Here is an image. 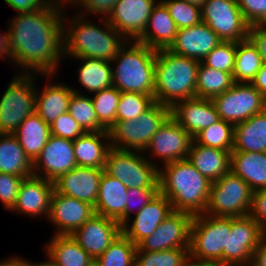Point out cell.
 <instances>
[{"instance_id": "16", "label": "cell", "mask_w": 266, "mask_h": 266, "mask_svg": "<svg viewBox=\"0 0 266 266\" xmlns=\"http://www.w3.org/2000/svg\"><path fill=\"white\" fill-rule=\"evenodd\" d=\"M75 167L73 141L51 135L33 162V175L54 182Z\"/></svg>"}, {"instance_id": "1", "label": "cell", "mask_w": 266, "mask_h": 266, "mask_svg": "<svg viewBox=\"0 0 266 266\" xmlns=\"http://www.w3.org/2000/svg\"><path fill=\"white\" fill-rule=\"evenodd\" d=\"M64 5V6H63ZM66 4L51 2L34 12L16 13L8 23L10 63L20 74L55 75L64 57Z\"/></svg>"}, {"instance_id": "49", "label": "cell", "mask_w": 266, "mask_h": 266, "mask_svg": "<svg viewBox=\"0 0 266 266\" xmlns=\"http://www.w3.org/2000/svg\"><path fill=\"white\" fill-rule=\"evenodd\" d=\"M23 180V177L0 172V202L4 209L10 211L13 208Z\"/></svg>"}, {"instance_id": "15", "label": "cell", "mask_w": 266, "mask_h": 266, "mask_svg": "<svg viewBox=\"0 0 266 266\" xmlns=\"http://www.w3.org/2000/svg\"><path fill=\"white\" fill-rule=\"evenodd\" d=\"M192 218L189 213L173 210L149 237L137 245L136 250L156 252L189 248Z\"/></svg>"}, {"instance_id": "40", "label": "cell", "mask_w": 266, "mask_h": 266, "mask_svg": "<svg viewBox=\"0 0 266 266\" xmlns=\"http://www.w3.org/2000/svg\"><path fill=\"white\" fill-rule=\"evenodd\" d=\"M136 248L121 233L95 261L99 266H135Z\"/></svg>"}, {"instance_id": "46", "label": "cell", "mask_w": 266, "mask_h": 266, "mask_svg": "<svg viewBox=\"0 0 266 266\" xmlns=\"http://www.w3.org/2000/svg\"><path fill=\"white\" fill-rule=\"evenodd\" d=\"M159 192V188H127L124 222L146 206Z\"/></svg>"}, {"instance_id": "19", "label": "cell", "mask_w": 266, "mask_h": 266, "mask_svg": "<svg viewBox=\"0 0 266 266\" xmlns=\"http://www.w3.org/2000/svg\"><path fill=\"white\" fill-rule=\"evenodd\" d=\"M121 233L116 220L94 214L71 235L96 260Z\"/></svg>"}, {"instance_id": "21", "label": "cell", "mask_w": 266, "mask_h": 266, "mask_svg": "<svg viewBox=\"0 0 266 266\" xmlns=\"http://www.w3.org/2000/svg\"><path fill=\"white\" fill-rule=\"evenodd\" d=\"M53 191L54 182L52 181L34 175L25 178L10 212L22 213L32 218H41L43 215L48 218Z\"/></svg>"}, {"instance_id": "26", "label": "cell", "mask_w": 266, "mask_h": 266, "mask_svg": "<svg viewBox=\"0 0 266 266\" xmlns=\"http://www.w3.org/2000/svg\"><path fill=\"white\" fill-rule=\"evenodd\" d=\"M127 187L105 170L99 183V192L94 206L95 214L124 223Z\"/></svg>"}, {"instance_id": "60", "label": "cell", "mask_w": 266, "mask_h": 266, "mask_svg": "<svg viewBox=\"0 0 266 266\" xmlns=\"http://www.w3.org/2000/svg\"><path fill=\"white\" fill-rule=\"evenodd\" d=\"M185 266H206V265H203V264H199V263H195V262L190 261Z\"/></svg>"}, {"instance_id": "12", "label": "cell", "mask_w": 266, "mask_h": 266, "mask_svg": "<svg viewBox=\"0 0 266 266\" xmlns=\"http://www.w3.org/2000/svg\"><path fill=\"white\" fill-rule=\"evenodd\" d=\"M201 18L222 41L248 39L250 26L236 0H206L201 6Z\"/></svg>"}, {"instance_id": "54", "label": "cell", "mask_w": 266, "mask_h": 266, "mask_svg": "<svg viewBox=\"0 0 266 266\" xmlns=\"http://www.w3.org/2000/svg\"><path fill=\"white\" fill-rule=\"evenodd\" d=\"M251 84L266 98V64L256 73Z\"/></svg>"}, {"instance_id": "39", "label": "cell", "mask_w": 266, "mask_h": 266, "mask_svg": "<svg viewBox=\"0 0 266 266\" xmlns=\"http://www.w3.org/2000/svg\"><path fill=\"white\" fill-rule=\"evenodd\" d=\"M234 125L219 119L214 124L201 130L193 140L203 146L232 152Z\"/></svg>"}, {"instance_id": "2", "label": "cell", "mask_w": 266, "mask_h": 266, "mask_svg": "<svg viewBox=\"0 0 266 266\" xmlns=\"http://www.w3.org/2000/svg\"><path fill=\"white\" fill-rule=\"evenodd\" d=\"M66 15H63L65 58L86 57L111 62L127 41L106 19L99 18L103 26H96L76 12L71 20Z\"/></svg>"}, {"instance_id": "30", "label": "cell", "mask_w": 266, "mask_h": 266, "mask_svg": "<svg viewBox=\"0 0 266 266\" xmlns=\"http://www.w3.org/2000/svg\"><path fill=\"white\" fill-rule=\"evenodd\" d=\"M230 170L253 192L266 189V152L232 151Z\"/></svg>"}, {"instance_id": "36", "label": "cell", "mask_w": 266, "mask_h": 266, "mask_svg": "<svg viewBox=\"0 0 266 266\" xmlns=\"http://www.w3.org/2000/svg\"><path fill=\"white\" fill-rule=\"evenodd\" d=\"M263 65L264 62L257 47L249 38L237 42L232 72L234 83H251Z\"/></svg>"}, {"instance_id": "10", "label": "cell", "mask_w": 266, "mask_h": 266, "mask_svg": "<svg viewBox=\"0 0 266 266\" xmlns=\"http://www.w3.org/2000/svg\"><path fill=\"white\" fill-rule=\"evenodd\" d=\"M140 151L111 148L104 170L127 188H159V168Z\"/></svg>"}, {"instance_id": "34", "label": "cell", "mask_w": 266, "mask_h": 266, "mask_svg": "<svg viewBox=\"0 0 266 266\" xmlns=\"http://www.w3.org/2000/svg\"><path fill=\"white\" fill-rule=\"evenodd\" d=\"M0 172L24 179L33 176V162L13 134H0Z\"/></svg>"}, {"instance_id": "31", "label": "cell", "mask_w": 266, "mask_h": 266, "mask_svg": "<svg viewBox=\"0 0 266 266\" xmlns=\"http://www.w3.org/2000/svg\"><path fill=\"white\" fill-rule=\"evenodd\" d=\"M232 151L266 152V109L234 125Z\"/></svg>"}, {"instance_id": "52", "label": "cell", "mask_w": 266, "mask_h": 266, "mask_svg": "<svg viewBox=\"0 0 266 266\" xmlns=\"http://www.w3.org/2000/svg\"><path fill=\"white\" fill-rule=\"evenodd\" d=\"M8 6L16 10V13L34 12L47 7L51 0H3Z\"/></svg>"}, {"instance_id": "9", "label": "cell", "mask_w": 266, "mask_h": 266, "mask_svg": "<svg viewBox=\"0 0 266 266\" xmlns=\"http://www.w3.org/2000/svg\"><path fill=\"white\" fill-rule=\"evenodd\" d=\"M253 191L231 170L211 184L208 205L209 216L242 217L249 215Z\"/></svg>"}, {"instance_id": "57", "label": "cell", "mask_w": 266, "mask_h": 266, "mask_svg": "<svg viewBox=\"0 0 266 266\" xmlns=\"http://www.w3.org/2000/svg\"><path fill=\"white\" fill-rule=\"evenodd\" d=\"M0 33V59H10L8 30Z\"/></svg>"}, {"instance_id": "20", "label": "cell", "mask_w": 266, "mask_h": 266, "mask_svg": "<svg viewBox=\"0 0 266 266\" xmlns=\"http://www.w3.org/2000/svg\"><path fill=\"white\" fill-rule=\"evenodd\" d=\"M172 211L171 202L159 192L146 206L121 225L122 234L137 246L149 237Z\"/></svg>"}, {"instance_id": "8", "label": "cell", "mask_w": 266, "mask_h": 266, "mask_svg": "<svg viewBox=\"0 0 266 266\" xmlns=\"http://www.w3.org/2000/svg\"><path fill=\"white\" fill-rule=\"evenodd\" d=\"M37 74L14 76L0 98V134H13L35 112Z\"/></svg>"}, {"instance_id": "43", "label": "cell", "mask_w": 266, "mask_h": 266, "mask_svg": "<svg viewBox=\"0 0 266 266\" xmlns=\"http://www.w3.org/2000/svg\"><path fill=\"white\" fill-rule=\"evenodd\" d=\"M154 103V95L138 92H121L117 106L116 121L136 119Z\"/></svg>"}, {"instance_id": "3", "label": "cell", "mask_w": 266, "mask_h": 266, "mask_svg": "<svg viewBox=\"0 0 266 266\" xmlns=\"http://www.w3.org/2000/svg\"><path fill=\"white\" fill-rule=\"evenodd\" d=\"M162 166L159 168V191L171 202L172 209L192 216L204 214L212 182L187 159Z\"/></svg>"}, {"instance_id": "11", "label": "cell", "mask_w": 266, "mask_h": 266, "mask_svg": "<svg viewBox=\"0 0 266 266\" xmlns=\"http://www.w3.org/2000/svg\"><path fill=\"white\" fill-rule=\"evenodd\" d=\"M212 101L219 118L233 125L266 109V98L251 83H234Z\"/></svg>"}, {"instance_id": "41", "label": "cell", "mask_w": 266, "mask_h": 266, "mask_svg": "<svg viewBox=\"0 0 266 266\" xmlns=\"http://www.w3.org/2000/svg\"><path fill=\"white\" fill-rule=\"evenodd\" d=\"M189 262V248L156 252L136 250L135 254V266H185Z\"/></svg>"}, {"instance_id": "64", "label": "cell", "mask_w": 266, "mask_h": 266, "mask_svg": "<svg viewBox=\"0 0 266 266\" xmlns=\"http://www.w3.org/2000/svg\"><path fill=\"white\" fill-rule=\"evenodd\" d=\"M90 266H99L96 261L94 260L93 263Z\"/></svg>"}, {"instance_id": "48", "label": "cell", "mask_w": 266, "mask_h": 266, "mask_svg": "<svg viewBox=\"0 0 266 266\" xmlns=\"http://www.w3.org/2000/svg\"><path fill=\"white\" fill-rule=\"evenodd\" d=\"M50 129L51 135L72 141L76 140L79 136L85 133L68 111L57 117L50 125Z\"/></svg>"}, {"instance_id": "63", "label": "cell", "mask_w": 266, "mask_h": 266, "mask_svg": "<svg viewBox=\"0 0 266 266\" xmlns=\"http://www.w3.org/2000/svg\"><path fill=\"white\" fill-rule=\"evenodd\" d=\"M262 240L266 243V229L263 230V239Z\"/></svg>"}, {"instance_id": "29", "label": "cell", "mask_w": 266, "mask_h": 266, "mask_svg": "<svg viewBox=\"0 0 266 266\" xmlns=\"http://www.w3.org/2000/svg\"><path fill=\"white\" fill-rule=\"evenodd\" d=\"M73 147L77 166L104 169L111 149L109 132H85L73 141Z\"/></svg>"}, {"instance_id": "42", "label": "cell", "mask_w": 266, "mask_h": 266, "mask_svg": "<svg viewBox=\"0 0 266 266\" xmlns=\"http://www.w3.org/2000/svg\"><path fill=\"white\" fill-rule=\"evenodd\" d=\"M121 92L114 86L105 88L91 97L98 121L108 130L116 122Z\"/></svg>"}, {"instance_id": "53", "label": "cell", "mask_w": 266, "mask_h": 266, "mask_svg": "<svg viewBox=\"0 0 266 266\" xmlns=\"http://www.w3.org/2000/svg\"><path fill=\"white\" fill-rule=\"evenodd\" d=\"M248 38L257 47L264 64H266V28L257 24L250 26Z\"/></svg>"}, {"instance_id": "56", "label": "cell", "mask_w": 266, "mask_h": 266, "mask_svg": "<svg viewBox=\"0 0 266 266\" xmlns=\"http://www.w3.org/2000/svg\"><path fill=\"white\" fill-rule=\"evenodd\" d=\"M0 262V266H32L33 262L22 258L21 256H12L5 258Z\"/></svg>"}, {"instance_id": "51", "label": "cell", "mask_w": 266, "mask_h": 266, "mask_svg": "<svg viewBox=\"0 0 266 266\" xmlns=\"http://www.w3.org/2000/svg\"><path fill=\"white\" fill-rule=\"evenodd\" d=\"M249 215L257 221L262 230L266 229V189L253 192Z\"/></svg>"}, {"instance_id": "14", "label": "cell", "mask_w": 266, "mask_h": 266, "mask_svg": "<svg viewBox=\"0 0 266 266\" xmlns=\"http://www.w3.org/2000/svg\"><path fill=\"white\" fill-rule=\"evenodd\" d=\"M192 141L193 137L170 116L153 135L143 153L151 155L152 157L148 155L147 159L160 168L156 162L159 159L163 165L187 159Z\"/></svg>"}, {"instance_id": "62", "label": "cell", "mask_w": 266, "mask_h": 266, "mask_svg": "<svg viewBox=\"0 0 266 266\" xmlns=\"http://www.w3.org/2000/svg\"><path fill=\"white\" fill-rule=\"evenodd\" d=\"M52 2L59 3V4H68L66 0H51Z\"/></svg>"}, {"instance_id": "7", "label": "cell", "mask_w": 266, "mask_h": 266, "mask_svg": "<svg viewBox=\"0 0 266 266\" xmlns=\"http://www.w3.org/2000/svg\"><path fill=\"white\" fill-rule=\"evenodd\" d=\"M170 116V107L155 102L136 119L116 121L108 129L111 148L144 152L153 135Z\"/></svg>"}, {"instance_id": "4", "label": "cell", "mask_w": 266, "mask_h": 266, "mask_svg": "<svg viewBox=\"0 0 266 266\" xmlns=\"http://www.w3.org/2000/svg\"><path fill=\"white\" fill-rule=\"evenodd\" d=\"M200 61L177 55L168 49L156 51L154 100L172 107L176 102L196 97Z\"/></svg>"}, {"instance_id": "50", "label": "cell", "mask_w": 266, "mask_h": 266, "mask_svg": "<svg viewBox=\"0 0 266 266\" xmlns=\"http://www.w3.org/2000/svg\"><path fill=\"white\" fill-rule=\"evenodd\" d=\"M249 26L258 24L266 16V0H236Z\"/></svg>"}, {"instance_id": "22", "label": "cell", "mask_w": 266, "mask_h": 266, "mask_svg": "<svg viewBox=\"0 0 266 266\" xmlns=\"http://www.w3.org/2000/svg\"><path fill=\"white\" fill-rule=\"evenodd\" d=\"M104 169L75 167L54 181V190L95 206Z\"/></svg>"}, {"instance_id": "27", "label": "cell", "mask_w": 266, "mask_h": 266, "mask_svg": "<svg viewBox=\"0 0 266 266\" xmlns=\"http://www.w3.org/2000/svg\"><path fill=\"white\" fill-rule=\"evenodd\" d=\"M177 31L178 28L168 9L159 0L152 9L142 36L137 41L155 50L168 49L174 42Z\"/></svg>"}, {"instance_id": "44", "label": "cell", "mask_w": 266, "mask_h": 266, "mask_svg": "<svg viewBox=\"0 0 266 266\" xmlns=\"http://www.w3.org/2000/svg\"><path fill=\"white\" fill-rule=\"evenodd\" d=\"M171 18L174 20L178 29L195 26L202 21L201 7L187 3L183 0H160Z\"/></svg>"}, {"instance_id": "38", "label": "cell", "mask_w": 266, "mask_h": 266, "mask_svg": "<svg viewBox=\"0 0 266 266\" xmlns=\"http://www.w3.org/2000/svg\"><path fill=\"white\" fill-rule=\"evenodd\" d=\"M73 94L68 107L72 118L81 126L85 132H100L107 129L98 121L94 104L90 97L73 88Z\"/></svg>"}, {"instance_id": "18", "label": "cell", "mask_w": 266, "mask_h": 266, "mask_svg": "<svg viewBox=\"0 0 266 266\" xmlns=\"http://www.w3.org/2000/svg\"><path fill=\"white\" fill-rule=\"evenodd\" d=\"M95 214L94 206L53 191L48 221L56 230L54 235H71Z\"/></svg>"}, {"instance_id": "25", "label": "cell", "mask_w": 266, "mask_h": 266, "mask_svg": "<svg viewBox=\"0 0 266 266\" xmlns=\"http://www.w3.org/2000/svg\"><path fill=\"white\" fill-rule=\"evenodd\" d=\"M44 77L47 84L38 91L36 89V107L35 112L42 118V120L51 125L57 117L68 111L71 96L73 94V87L65 83H52V79L56 74L39 75ZM49 79L51 82H49Z\"/></svg>"}, {"instance_id": "58", "label": "cell", "mask_w": 266, "mask_h": 266, "mask_svg": "<svg viewBox=\"0 0 266 266\" xmlns=\"http://www.w3.org/2000/svg\"><path fill=\"white\" fill-rule=\"evenodd\" d=\"M48 259L45 261H41V262H37L32 264V266H58L57 264H55L49 257H47Z\"/></svg>"}, {"instance_id": "6", "label": "cell", "mask_w": 266, "mask_h": 266, "mask_svg": "<svg viewBox=\"0 0 266 266\" xmlns=\"http://www.w3.org/2000/svg\"><path fill=\"white\" fill-rule=\"evenodd\" d=\"M231 217L195 215L189 239L190 261L206 266H223V248H227Z\"/></svg>"}, {"instance_id": "37", "label": "cell", "mask_w": 266, "mask_h": 266, "mask_svg": "<svg viewBox=\"0 0 266 266\" xmlns=\"http://www.w3.org/2000/svg\"><path fill=\"white\" fill-rule=\"evenodd\" d=\"M234 84L230 73L205 66L201 61L197 71L196 97L213 99Z\"/></svg>"}, {"instance_id": "28", "label": "cell", "mask_w": 266, "mask_h": 266, "mask_svg": "<svg viewBox=\"0 0 266 266\" xmlns=\"http://www.w3.org/2000/svg\"><path fill=\"white\" fill-rule=\"evenodd\" d=\"M187 160L212 183L230 171L231 152L192 141Z\"/></svg>"}, {"instance_id": "13", "label": "cell", "mask_w": 266, "mask_h": 266, "mask_svg": "<svg viewBox=\"0 0 266 266\" xmlns=\"http://www.w3.org/2000/svg\"><path fill=\"white\" fill-rule=\"evenodd\" d=\"M262 239L263 230L253 217H231L227 248H223V266H250L253 252Z\"/></svg>"}, {"instance_id": "61", "label": "cell", "mask_w": 266, "mask_h": 266, "mask_svg": "<svg viewBox=\"0 0 266 266\" xmlns=\"http://www.w3.org/2000/svg\"><path fill=\"white\" fill-rule=\"evenodd\" d=\"M257 25H261L266 28V16Z\"/></svg>"}, {"instance_id": "45", "label": "cell", "mask_w": 266, "mask_h": 266, "mask_svg": "<svg viewBox=\"0 0 266 266\" xmlns=\"http://www.w3.org/2000/svg\"><path fill=\"white\" fill-rule=\"evenodd\" d=\"M237 42H220L201 62L208 67L232 75L235 63Z\"/></svg>"}, {"instance_id": "5", "label": "cell", "mask_w": 266, "mask_h": 266, "mask_svg": "<svg viewBox=\"0 0 266 266\" xmlns=\"http://www.w3.org/2000/svg\"><path fill=\"white\" fill-rule=\"evenodd\" d=\"M156 51L127 40L111 61L113 86L120 92L154 95Z\"/></svg>"}, {"instance_id": "32", "label": "cell", "mask_w": 266, "mask_h": 266, "mask_svg": "<svg viewBox=\"0 0 266 266\" xmlns=\"http://www.w3.org/2000/svg\"><path fill=\"white\" fill-rule=\"evenodd\" d=\"M32 162L40 155L51 136L50 125L36 113L26 117L13 133Z\"/></svg>"}, {"instance_id": "55", "label": "cell", "mask_w": 266, "mask_h": 266, "mask_svg": "<svg viewBox=\"0 0 266 266\" xmlns=\"http://www.w3.org/2000/svg\"><path fill=\"white\" fill-rule=\"evenodd\" d=\"M250 266H266V243L263 240L253 252Z\"/></svg>"}, {"instance_id": "35", "label": "cell", "mask_w": 266, "mask_h": 266, "mask_svg": "<svg viewBox=\"0 0 266 266\" xmlns=\"http://www.w3.org/2000/svg\"><path fill=\"white\" fill-rule=\"evenodd\" d=\"M81 61L78 66V80L80 85L92 93H97L105 88L113 86L112 65L110 61L93 58H73Z\"/></svg>"}, {"instance_id": "17", "label": "cell", "mask_w": 266, "mask_h": 266, "mask_svg": "<svg viewBox=\"0 0 266 266\" xmlns=\"http://www.w3.org/2000/svg\"><path fill=\"white\" fill-rule=\"evenodd\" d=\"M159 0H118L106 19L126 40L143 34L153 7Z\"/></svg>"}, {"instance_id": "59", "label": "cell", "mask_w": 266, "mask_h": 266, "mask_svg": "<svg viewBox=\"0 0 266 266\" xmlns=\"http://www.w3.org/2000/svg\"><path fill=\"white\" fill-rule=\"evenodd\" d=\"M183 1H186L187 3H191V4L201 7L206 0H183Z\"/></svg>"}, {"instance_id": "23", "label": "cell", "mask_w": 266, "mask_h": 266, "mask_svg": "<svg viewBox=\"0 0 266 266\" xmlns=\"http://www.w3.org/2000/svg\"><path fill=\"white\" fill-rule=\"evenodd\" d=\"M222 40L203 21L195 26L178 29L174 42L168 50L202 61Z\"/></svg>"}, {"instance_id": "33", "label": "cell", "mask_w": 266, "mask_h": 266, "mask_svg": "<svg viewBox=\"0 0 266 266\" xmlns=\"http://www.w3.org/2000/svg\"><path fill=\"white\" fill-rule=\"evenodd\" d=\"M46 243L45 254L58 266H90L94 259L72 235H54Z\"/></svg>"}, {"instance_id": "47", "label": "cell", "mask_w": 266, "mask_h": 266, "mask_svg": "<svg viewBox=\"0 0 266 266\" xmlns=\"http://www.w3.org/2000/svg\"><path fill=\"white\" fill-rule=\"evenodd\" d=\"M66 1L70 4V6L73 5V8H76L75 10H78L76 13L77 14L80 13L79 15L86 17L98 14L99 17H101L102 19H107L118 0H66Z\"/></svg>"}, {"instance_id": "24", "label": "cell", "mask_w": 266, "mask_h": 266, "mask_svg": "<svg viewBox=\"0 0 266 266\" xmlns=\"http://www.w3.org/2000/svg\"><path fill=\"white\" fill-rule=\"evenodd\" d=\"M170 110L171 116L192 137L220 119L211 99L194 97L181 100L176 102Z\"/></svg>"}]
</instances>
